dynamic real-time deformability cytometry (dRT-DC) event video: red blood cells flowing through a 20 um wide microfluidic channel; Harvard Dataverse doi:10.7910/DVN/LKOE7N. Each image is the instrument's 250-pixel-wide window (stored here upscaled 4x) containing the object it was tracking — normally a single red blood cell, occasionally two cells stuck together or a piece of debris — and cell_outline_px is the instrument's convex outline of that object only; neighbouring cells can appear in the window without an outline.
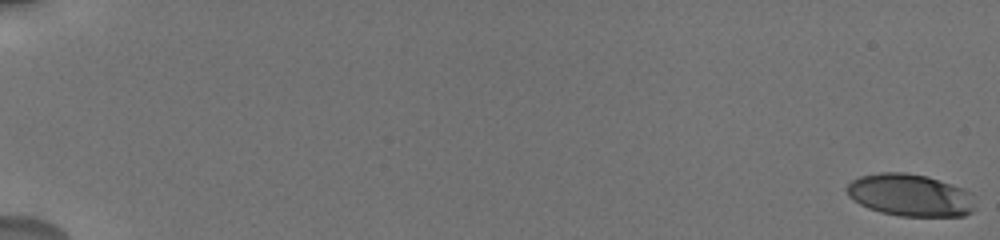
{"species": "human", "species_latin": "Homo sapiens", "temperature_condition": "cold", "stored_images_in_passage": 63, "camera_frame_rate_fps": 3000, "um_per_image_px": 0.085, "donor": {"sex": "male"}, "frame": {"image": 1, "passage_image": 1, "time_ms": 0.0, "image_size_px": [1000, 240], "cell_outline_px": [[972, 212], [964, 216], [900, 216], [880, 212], [868, 208], [860, 204], [848, 196], [844, 188], [852, 180], [860, 176], [880, 172], [904, 172], [928, 176], [964, 188], [972, 192]], "centroid_in_image_um": [77.34, 16.58], "position_along_channel_um": 7.7, "area_um2": 31.79}}
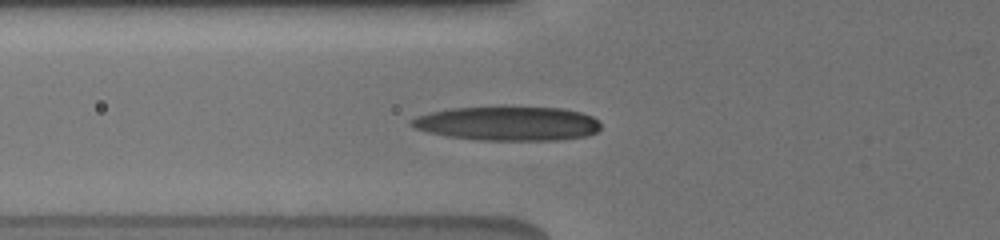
{"frame": {"image": 2, "passage_image": 30, "time_ms": 7.667, "image_size_px": [1000, 240], "cell_outline_px": [[600, 128], [596, 132], [588, 136], [560, 140], [476, 140], [448, 136], [428, 132], [416, 128], [408, 124], [408, 120], [416, 116], [432, 112], [452, 108], [500, 104], [504, 104], [564, 108], [580, 112], [592, 116], [600, 124]], "centroid_in_image_um": [43.15, 10.45], "position_along_channel_um": 82.6, "area_um2": 39.07}}
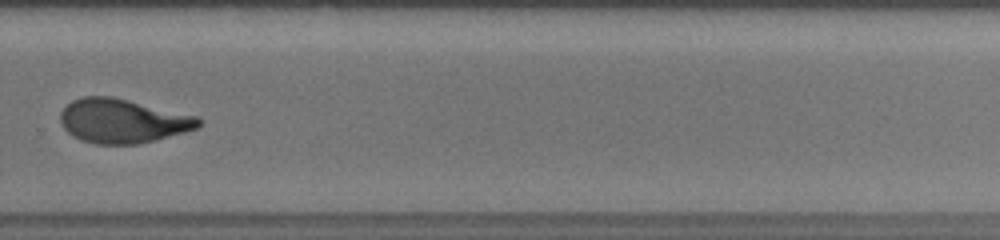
{"frame": {"image": 3, "passage_image": 53, "time_ms": 14.0, "image_size_px": [1000, 240], "cell_outline_px": [[200, 124], [196, 128], [184, 132], [156, 140], [140, 144], [96, 144], [80, 140], [72, 136], [60, 124], [60, 112], [72, 100], [84, 96], [112, 96], [196, 116], [200, 120]], "centroid_in_image_um": [10.37, 10.28], "position_along_channel_um": 319.4, "area_um2": 35.43}, "authors_computed_cell_mechanics": {"area_um2": 34.5066, "velocity_mm_per_s": 3.7443, "shape_relaxation_time_tau1_ms": 6.702, "shape_relaxation_time_tau2_ms": 1.8659, "deformation_change_tau1": 0.2387, "deformation_change_tau2": 0.0875}}